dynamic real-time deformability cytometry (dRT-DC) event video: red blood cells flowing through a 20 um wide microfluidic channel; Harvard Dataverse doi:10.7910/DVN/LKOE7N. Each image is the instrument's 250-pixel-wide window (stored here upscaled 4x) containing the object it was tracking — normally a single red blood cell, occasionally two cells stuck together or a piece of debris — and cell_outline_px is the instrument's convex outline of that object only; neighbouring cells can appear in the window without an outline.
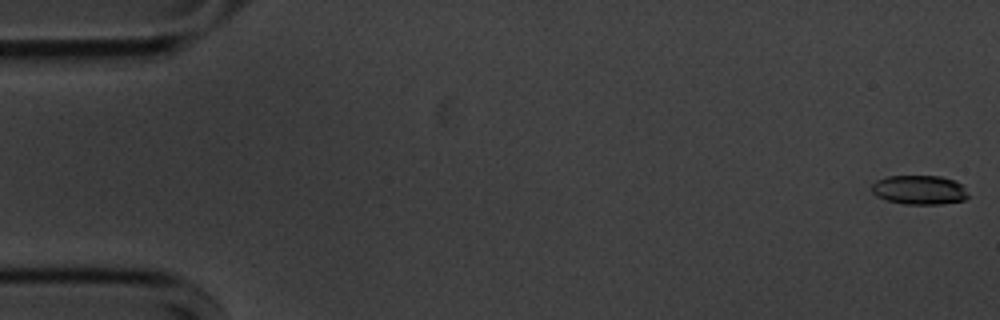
{"species": "common noctule bat (a hibernating species)", "species_latin": "Nyctalus noctula", "temperature_condition": "cold", "stored_images_in_passage": 56, "camera_frame_rate_fps": 3000, "um_per_image_px": 0.085, "animal": {"sex": "male", "body_mass_g": 20.1, "forearm_length_mm": 53.5}, "frame": {"image": 1, "passage_image": 1, "time_ms": 0.0, "image_size_px": [1000, 320], "cell_outline_px": [[968, 196], [964, 200], [940, 204], [904, 204], [888, 200], [876, 196], [872, 192], [872, 184], [876, 180], [888, 176], [940, 176], [952, 180], [960, 184]], "centroid_in_image_um": [78.1, 16.14], "position_along_channel_um": 6.9, "area_um2": 16.18}}
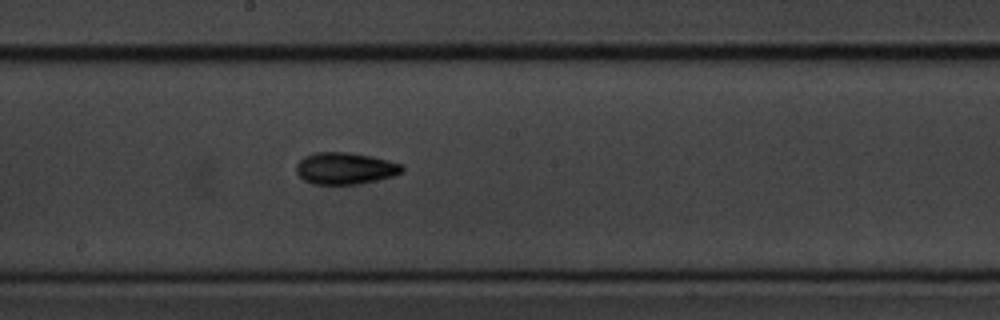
{"frame": {"image": 2, "passage_image": 30, "time_ms": 9.667, "image_size_px": [1000, 320], "cell_outline_px": [[404, 168], [400, 172], [392, 176], [376, 180], [356, 184], [312, 184], [304, 180], [296, 172], [296, 164], [304, 156], [316, 152], [348, 152], [372, 156], [388, 160], [400, 164]], "centroid_in_image_um": [29.29, 14.3], "position_along_channel_um": 218.9, "area_um2": 19.48}}
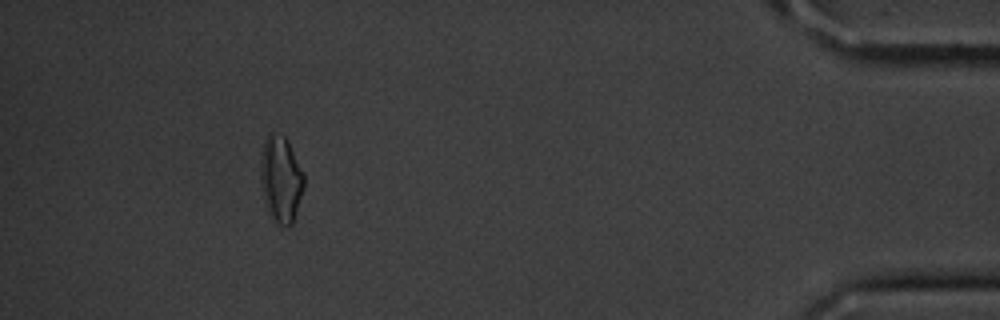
{"frame": {"image": 3, "passage_image": 51, "time_ms": 16.667, "image_size_px": [1000, 320], "cell_outline_px": [[304, 188], [292, 224], [288, 228], [276, 224], [268, 212], [264, 196], [260, 176], [260, 160], [264, 140], [268, 132], [272, 132], [284, 136], [288, 140], [304, 172]], "centroid_in_image_um": [23.88, 15.21], "position_along_channel_um": 411.3, "area_um2": 22.14}, "authors_computed_cell_mechanics": {"area_um2": 18.4382, "velocity_mm_per_s": 3.6005, "shape_relaxation_time_tau1_ms": 3.5191, "shape_relaxation_time_tau2_ms": 4.8082, "deformation_change_tau1": 0.1125, "deformation_change_tau2": 0.1215}}